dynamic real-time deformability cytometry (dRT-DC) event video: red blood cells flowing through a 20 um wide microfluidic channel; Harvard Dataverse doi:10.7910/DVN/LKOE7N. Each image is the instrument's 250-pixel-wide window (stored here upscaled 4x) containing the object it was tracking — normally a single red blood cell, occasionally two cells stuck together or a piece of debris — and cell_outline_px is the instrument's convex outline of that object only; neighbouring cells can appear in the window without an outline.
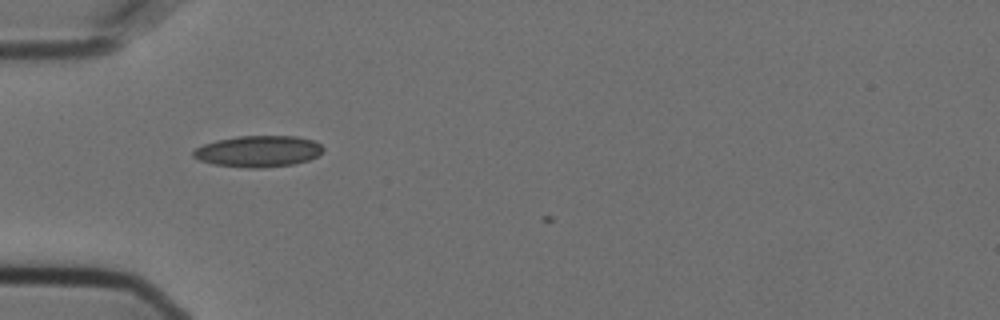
{"species": "Egyptian fruit bat (a non-hibernating species)", "species_latin": "Rousettus aegyptiacus", "temperature_condition": "cold", "stored_images_in_passage": 5, "camera_frame_rate_fps": 3000, "um_per_image_px": 0.085, "animal": {"sex": "female"}, "frame": {"image": 1, "passage_image": 2, "time_ms": 0.333, "image_size_px": [1000, 320], "cell_outline_px": [[324, 148], [316, 156], [308, 160], [292, 164], [264, 168], [248, 168], [212, 164], [200, 160], [192, 156], [192, 152], [196, 148], [204, 144], [216, 140], [240, 136], [296, 136], [316, 140]], "centroid_in_image_um": [21.95, 12.86], "position_along_channel_um": 63.1, "area_um2": 23.7}}